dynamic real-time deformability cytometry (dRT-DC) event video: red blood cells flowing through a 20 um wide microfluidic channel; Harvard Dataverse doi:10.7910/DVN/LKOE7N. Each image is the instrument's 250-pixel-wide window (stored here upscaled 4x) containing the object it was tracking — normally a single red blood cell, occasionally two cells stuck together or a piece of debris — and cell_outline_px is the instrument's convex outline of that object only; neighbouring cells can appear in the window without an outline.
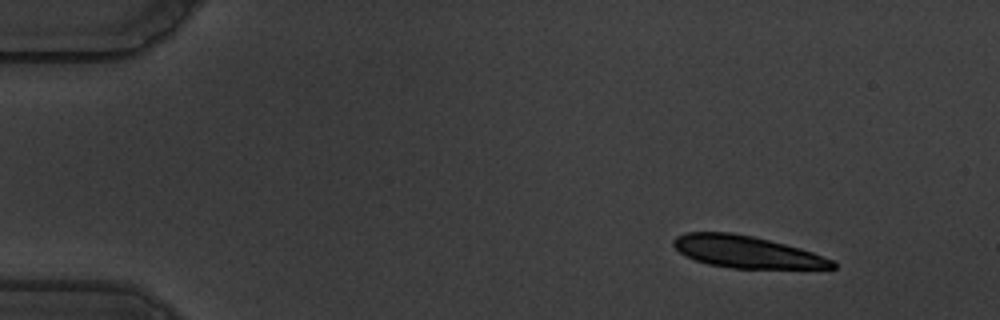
{"species": "common noctule bat (a hibernating species)", "species_latin": "Nyctalus noctula", "temperature_condition": "warm", "stored_images_in_passage": 53, "camera_frame_rate_fps": 3000, "um_per_image_px": 0.085, "animal": {"sex": "male", "body_mass_g": 19.5, "forearm_length_mm": 54.6}, "frame": {"image": 1, "passage_image": 1, "time_ms": 0.0, "image_size_px": [1000, 320], "cell_outline_px": [[836, 268], [732, 268], [708, 264], [684, 256], [672, 244], [672, 240], [676, 236], [684, 232], [732, 232], [752, 236], [800, 248], [812, 252], [832, 260], [836, 264]], "centroid_in_image_um": [63.4, 21.4], "position_along_channel_um": 21.6, "area_um2": 29.42}}
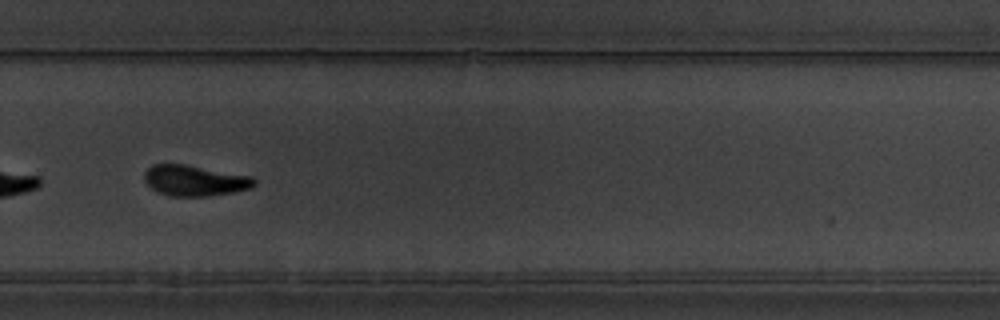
{"frame": {"image": 2, "passage_image": 35, "time_ms": 11.333, "image_size_px": [1000, 320], "cell_outline_px": [[256, 184], [252, 188], [232, 192], [208, 196], [168, 196], [156, 192], [144, 180], [144, 172], [152, 164], [184, 164], [252, 176], [256, 180]], "centroid_in_image_um": [16.54, 15.35], "position_along_channel_um": 313.3, "area_um2": 19.77}}
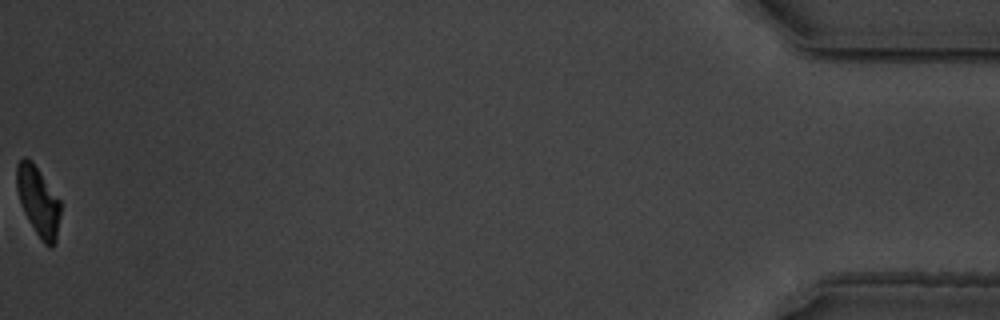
{"frame": {"image": 3, "passage_image": 53, "time_ms": 17.333, "image_size_px": [1000, 320], "cell_outline_px": [[60, 212], [56, 240], [52, 248], [48, 248], [44, 244], [28, 220], [24, 212], [16, 188], [16, 164], [24, 156], [32, 160], [60, 200]], "centroid_in_image_um": [3.24, 17.09], "position_along_channel_um": 432.0, "area_um2": 17.69}, "authors_computed_cell_mechanics": {"area_um2": 20.0566, "velocity_mm_per_s": 3.5159, "shape_relaxation_time_tau1_ms": 3.1463, "shape_relaxation_time_tau2_ms": 3.6108, "deformation_change_tau1": 0.1709, "deformation_change_tau2": 0.0873}}